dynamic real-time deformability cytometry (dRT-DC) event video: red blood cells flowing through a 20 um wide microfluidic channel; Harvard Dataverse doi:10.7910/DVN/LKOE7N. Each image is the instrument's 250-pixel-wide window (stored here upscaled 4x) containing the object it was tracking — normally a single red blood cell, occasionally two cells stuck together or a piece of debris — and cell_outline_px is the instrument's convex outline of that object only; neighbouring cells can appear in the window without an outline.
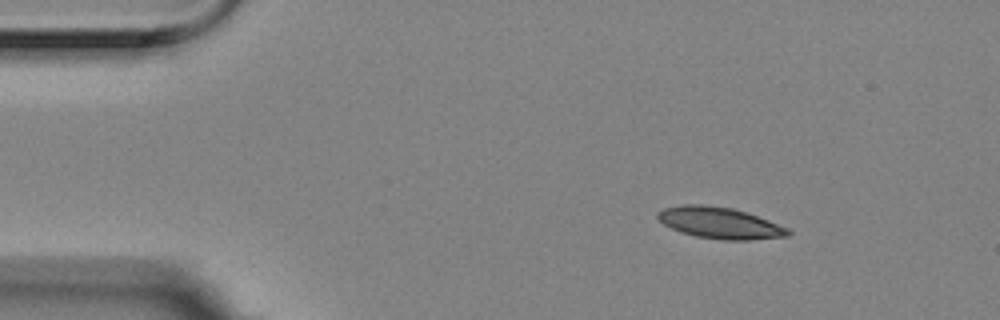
{"species": "Egyptian fruit bat (a non-hibernating species)", "species_latin": "Rousettus aegyptiacus", "temperature_condition": "room temperature", "stored_images_in_passage": 5, "segment_of_instrument_passage": [1, 2], "camera_frame_rate_fps": 3000, "um_per_image_px": 0.085, "animal": {"sex": "female"}, "frame": {"image": 1, "passage_image": 2, "time_ms": 0.333, "image_size_px": [1000, 320], "cell_outline_px": [[792, 232], [788, 236], [752, 240], [720, 240], [696, 236], [680, 232], [664, 224], [656, 216], [656, 212], [664, 208], [684, 204], [704, 204], [732, 208], [768, 220], [788, 228]], "centroid_in_image_um": [61.17, 18.95], "position_along_channel_um": 23.8, "area_um2": 23.81}}